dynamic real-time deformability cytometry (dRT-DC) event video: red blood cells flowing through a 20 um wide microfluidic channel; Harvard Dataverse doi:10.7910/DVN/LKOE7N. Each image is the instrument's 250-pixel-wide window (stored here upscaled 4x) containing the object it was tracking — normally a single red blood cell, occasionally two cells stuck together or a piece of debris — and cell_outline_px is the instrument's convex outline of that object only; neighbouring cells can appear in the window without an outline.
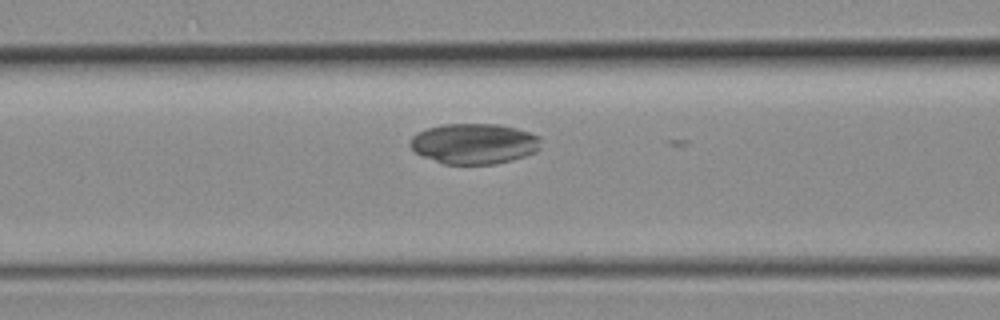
{"species": "common noctule bat (a hibernating species)", "species_latin": "Nyctalus noctula", "temperature_condition": "room temperature", "stored_images_in_passage": 12, "camera_frame_rate_fps": 3000, "um_per_image_px": 0.085, "animal": {"sex": "female", "body_mass_g": 19.3, "forearm_length_mm": 54.1}, "frame": {"image": 1, "passage_image": 10, "time_ms": 3.0, "image_size_px": [1000, 320], "cell_outline_px": [[540, 148], [536, 152], [512, 160], [496, 164], [444, 164], [424, 156], [416, 152], [408, 144], [412, 136], [428, 128], [440, 124], [500, 124], [516, 128], [540, 136]], "centroid_in_image_um": [40.32, 12.21], "position_along_channel_um": 126.3, "area_um2": 30.87}}